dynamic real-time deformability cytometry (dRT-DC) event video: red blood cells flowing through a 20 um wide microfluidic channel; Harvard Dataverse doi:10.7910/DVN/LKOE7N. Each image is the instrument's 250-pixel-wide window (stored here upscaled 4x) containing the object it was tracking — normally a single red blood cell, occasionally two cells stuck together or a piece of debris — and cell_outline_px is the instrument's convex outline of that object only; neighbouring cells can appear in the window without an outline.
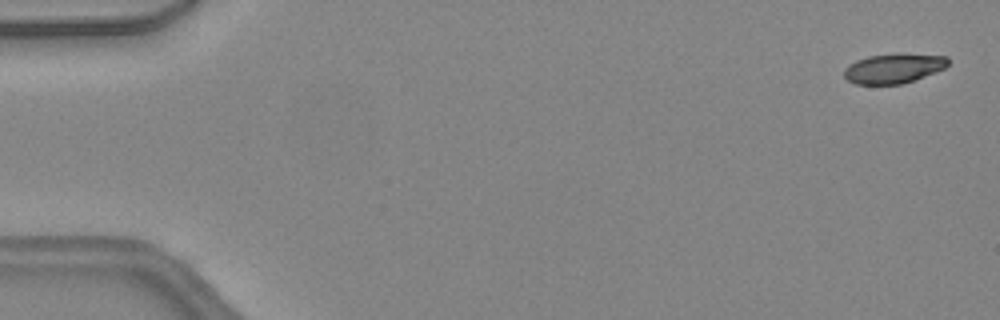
{"species": "common noctule bat (a hibernating species)", "species_latin": "Nyctalus noctula", "temperature_condition": "warm", "stored_images_in_passage": 47, "camera_frame_rate_fps": 3000, "um_per_image_px": 0.085, "animal": {"sex": "female", "body_mass_g": 24.6, "forearm_length_mm": 56.2}, "frame": {"image": 1, "passage_image": 2, "time_ms": 0.333, "image_size_px": [1000, 320], "cell_outline_px": [[948, 64], [944, 68], [904, 84], [856, 84], [848, 80], [844, 76], [844, 68], [848, 64], [856, 60], [868, 56], [900, 52], [948, 56]], "centroid_in_image_um": [75.95, 5.79], "position_along_channel_um": 9.1, "area_um2": 18.26}}
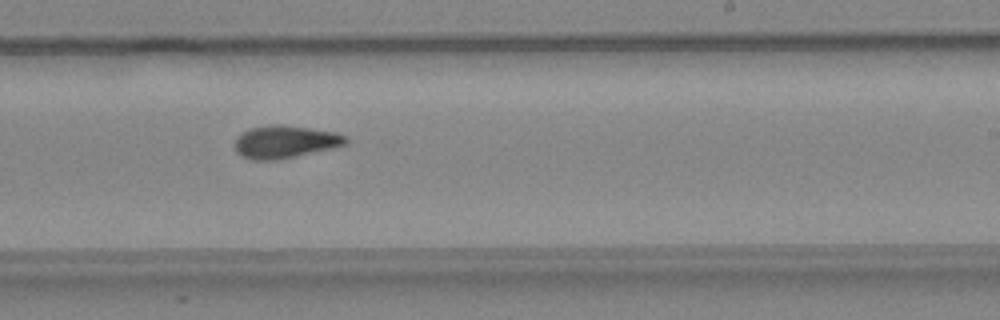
{"frame": {"image": 2, "passage_image": 29, "time_ms": 9.333, "image_size_px": [1000, 320], "cell_outline_px": [[348, 144], [332, 148], [280, 160], [252, 160], [240, 156], [236, 152], [236, 136], [252, 128], [276, 124], [280, 124], [336, 132], [348, 136]], "centroid_in_image_um": [24.26, 12.07], "position_along_channel_um": 264.7, "area_um2": 21.15}}
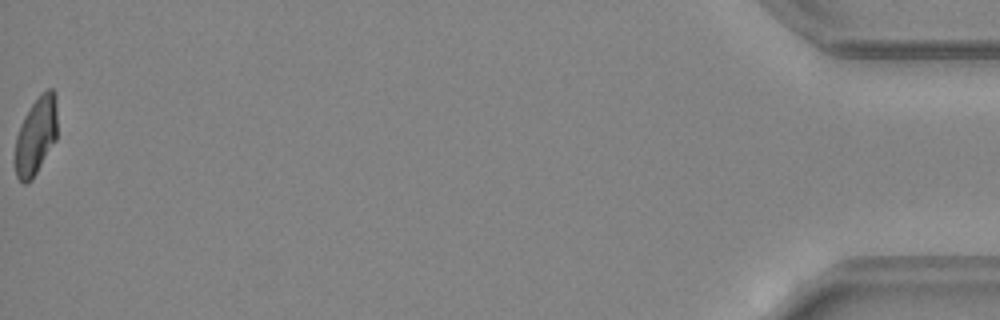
{"frame": {"image": 3, "passage_image": 47, "time_ms": 15.333, "image_size_px": [1000, 320], "cell_outline_px": [[56, 140], [32, 180], [24, 184], [16, 176], [12, 160], [16, 136], [20, 124], [24, 116], [32, 104], [48, 88], [52, 88], [56, 92]], "centroid_in_image_um": [3.01, 11.6], "position_along_channel_um": 432.2, "area_um2": 19.42}, "authors_computed_cell_mechanics": {"area_um2": 20.23, "velocity_mm_per_s": 4.4943, "shape_relaxation_time_tau1_ms": 9.8387, "shape_relaxation_time_tau2_ms": 3.0962, "deformation_change_tau1": 0.2453, "deformation_change_tau2": 0.0827}}